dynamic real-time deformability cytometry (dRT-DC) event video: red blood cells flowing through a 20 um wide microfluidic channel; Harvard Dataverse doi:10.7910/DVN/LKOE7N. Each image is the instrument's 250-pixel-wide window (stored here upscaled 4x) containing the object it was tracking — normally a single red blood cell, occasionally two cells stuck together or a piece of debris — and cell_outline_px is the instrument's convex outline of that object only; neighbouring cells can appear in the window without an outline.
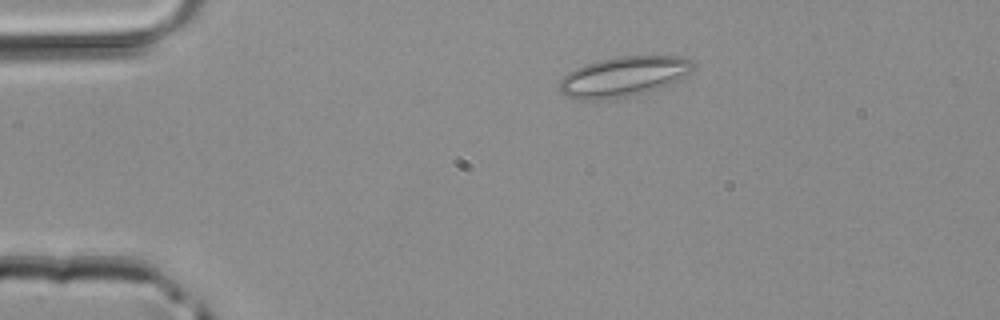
{"species": "common noctule bat (a hibernating species)", "species_latin": "Nyctalus noctula", "temperature_condition": "room temperature", "stored_images_in_passage": 2, "camera_frame_rate_fps": 3000, "um_per_image_px": 0.085, "animal": {"sex": "male", "body_mass_g": 20.4}, "frame": {"image": 1, "passage_image": 1, "time_ms": 0.0, "image_size_px": [1000, 320], "cell_outline_px": [[696, 64], [688, 72], [668, 84], [656, 88], [628, 96], [608, 100], [580, 100], [568, 96], [560, 92], [560, 80], [568, 72], [584, 64], [616, 56], [680, 56], [692, 60]], "centroid_in_image_um": [52.94, 6.5], "position_along_channel_um": 32.1, "area_um2": 30.75}}